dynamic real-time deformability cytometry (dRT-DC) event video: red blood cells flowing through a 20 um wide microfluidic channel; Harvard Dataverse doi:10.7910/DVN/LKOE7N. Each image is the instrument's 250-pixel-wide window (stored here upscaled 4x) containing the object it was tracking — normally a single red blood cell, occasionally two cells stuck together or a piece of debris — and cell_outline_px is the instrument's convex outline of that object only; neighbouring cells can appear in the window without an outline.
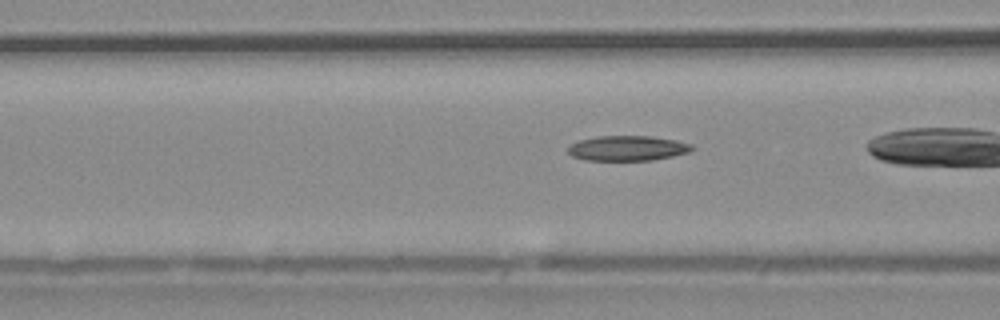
{"species": "common noctule bat (a hibernating species)", "species_latin": "Nyctalus noctula", "temperature_condition": "warm", "stored_images_in_passage": 38, "camera_frame_rate_fps": 3000, "um_per_image_px": 0.085, "animal": {"sex": "male", "body_mass_g": 20.4}, "frame": {"image": 1, "passage_image": 19, "time_ms": 6.0, "image_size_px": [1000, 320], "cell_outline_px": [[696, 148], [692, 152], [652, 160], [584, 160], [572, 156], [568, 152], [568, 148], [572, 144], [580, 140], [596, 136], [652, 136], [676, 140], [692, 144]], "centroid_in_image_um": [53.39, 12.6], "position_along_channel_um": 113.2, "area_um2": 18.21}}